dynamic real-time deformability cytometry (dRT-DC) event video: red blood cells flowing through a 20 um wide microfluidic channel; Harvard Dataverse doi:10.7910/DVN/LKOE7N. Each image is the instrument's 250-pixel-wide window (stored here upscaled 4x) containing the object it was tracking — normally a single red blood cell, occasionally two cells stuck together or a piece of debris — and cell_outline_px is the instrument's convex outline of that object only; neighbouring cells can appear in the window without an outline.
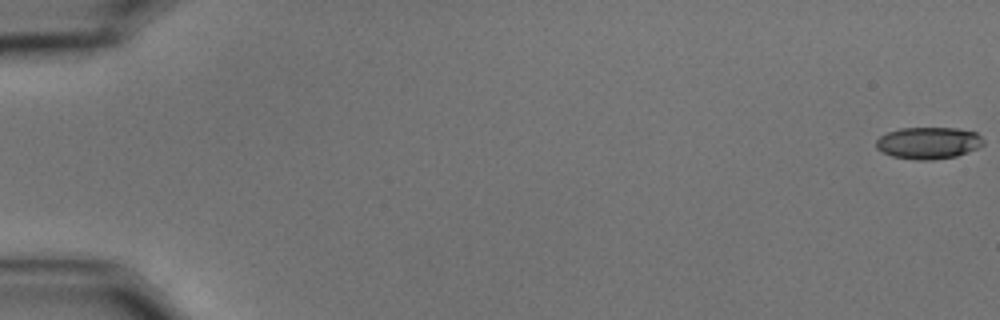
{"species": "common noctule bat (a hibernating species)", "species_latin": "Nyctalus noctula", "temperature_condition": "cold", "stored_images_in_passage": 52, "camera_frame_rate_fps": 3000, "um_per_image_px": 0.085, "animal": {"sex": "male", "body_mass_g": 15.6}, "frame": {"image": 1, "passage_image": 1, "time_ms": 0.0, "image_size_px": [1000, 320], "cell_outline_px": [[984, 144], [968, 152], [956, 156], [932, 160], [916, 160], [892, 156], [876, 148], [876, 140], [880, 136], [888, 132], [900, 128], [956, 128], [976, 132], [984, 140]], "centroid_in_image_um": [78.92, 12.15], "position_along_channel_um": 6.1, "area_um2": 19.88}}
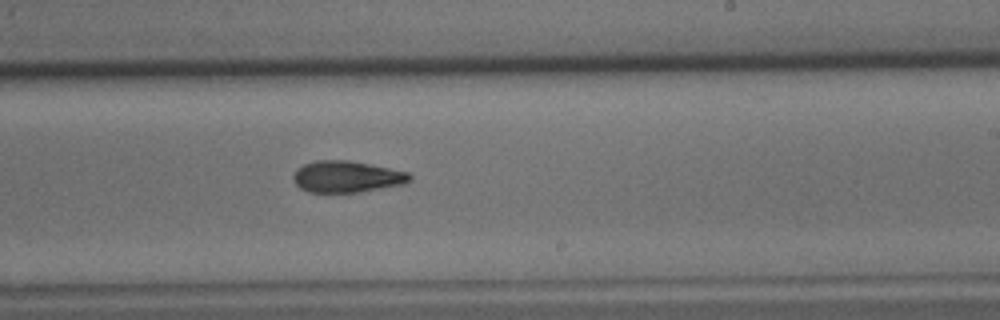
{"frame": {"image": 2, "passage_image": 37, "time_ms": 12.0, "image_size_px": [1000, 320], "cell_outline_px": [[412, 180], [404, 184], [360, 192], [308, 192], [300, 188], [292, 180], [292, 176], [296, 168], [304, 164], [316, 160], [348, 160], [408, 172], [412, 176]], "centroid_in_image_um": [29.45, 15.02], "position_along_channel_um": 259.6, "area_um2": 21.44}}
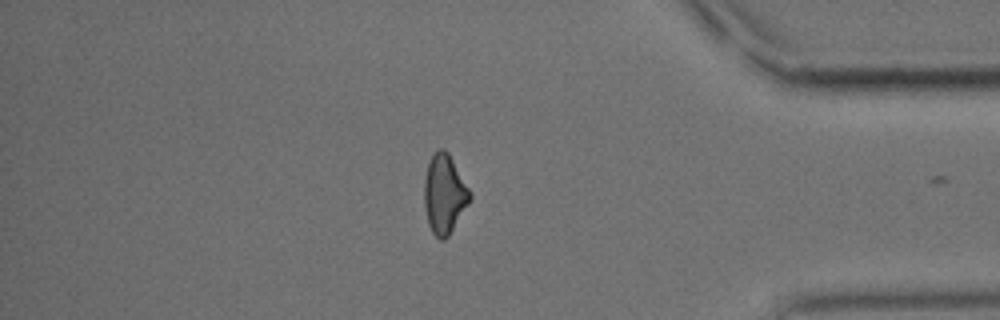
{"frame": {"image": 3, "passage_image": 51, "time_ms": 16.667, "image_size_px": [1000, 320], "cell_outline_px": [[472, 200], [448, 236], [444, 240], [440, 240], [432, 232], [428, 224], [424, 208], [424, 176], [428, 164], [436, 148], [444, 148], [448, 152], [472, 192]], "centroid_in_image_um": [37.78, 16.49], "position_along_channel_um": 397.4, "area_um2": 21.44}}